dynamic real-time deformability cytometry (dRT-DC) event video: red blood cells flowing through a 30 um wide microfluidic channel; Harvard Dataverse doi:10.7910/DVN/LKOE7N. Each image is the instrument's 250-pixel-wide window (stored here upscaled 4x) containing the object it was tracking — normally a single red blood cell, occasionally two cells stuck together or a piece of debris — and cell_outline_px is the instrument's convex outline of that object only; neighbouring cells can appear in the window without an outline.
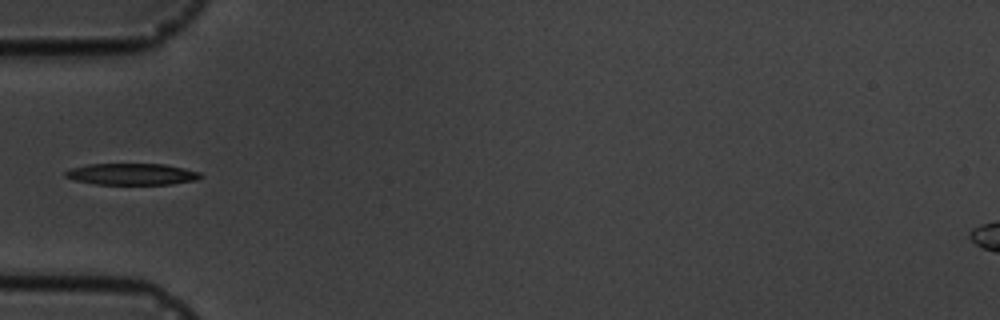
{"species": "common noctule bat (a hibernating species)", "species_latin": "Nyctalus noctula", "temperature_condition": "cold", "stored_images_in_passage": 7, "camera_frame_rate_fps": 3000, "um_per_image_px": 0.085, "animal": {"sex": "male", "body_mass_g": 19.5, "forearm_length_mm": 54.6}, "frame": {"image": 1, "passage_image": 5, "time_ms": 5.667, "image_size_px": [1000, 320], "cell_outline_px": [[204, 176], [196, 180], [172, 184], [96, 184], [76, 180], [64, 176], [64, 172], [72, 168], [88, 164], [164, 164], [184, 168], [200, 172]], "centroid_in_image_um": [11.24, 14.8], "position_along_channel_um": 73.8, "area_um2": 16.88}}
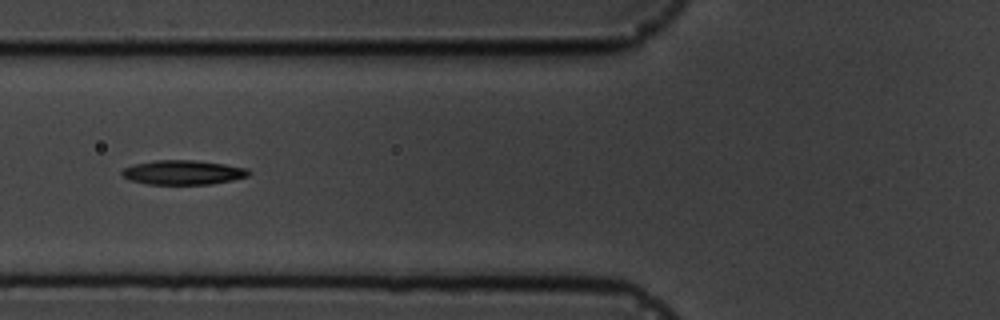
{"frame": {"image": 2, "passage_image": 6, "time_ms": 6.667, "image_size_px": [1000, 320], "cell_outline_px": [[252, 172], [248, 176], [232, 180], [212, 184], [148, 184], [128, 180], [120, 176], [120, 172], [124, 168], [132, 164], [156, 160], [196, 160], [224, 164], [248, 168]], "centroid_in_image_um": [15.53, 14.65], "position_along_channel_um": 110.3, "area_um2": 18.26}}
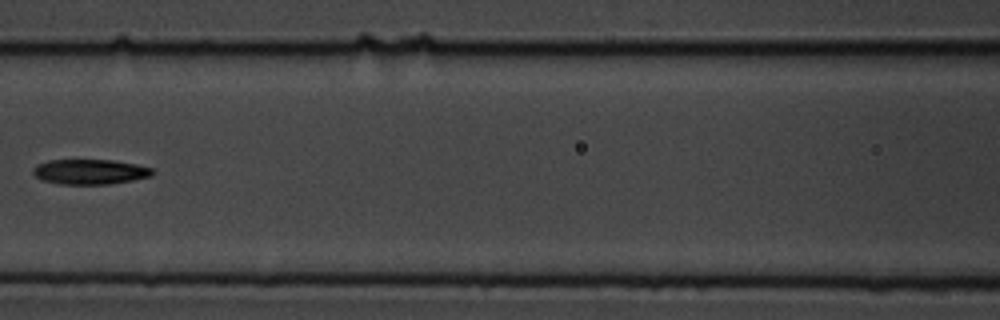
{"frame": {"image": 3, "passage_image": 7, "time_ms": 8.0, "image_size_px": [1000, 320], "cell_outline_px": [[152, 176], [132, 180], [108, 184], [60, 184], [40, 180], [32, 172], [32, 168], [36, 164], [48, 160], [112, 160], [136, 164], [152, 168]], "centroid_in_image_um": [7.6, 14.6], "position_along_channel_um": 159.0, "area_um2": 17.46}}